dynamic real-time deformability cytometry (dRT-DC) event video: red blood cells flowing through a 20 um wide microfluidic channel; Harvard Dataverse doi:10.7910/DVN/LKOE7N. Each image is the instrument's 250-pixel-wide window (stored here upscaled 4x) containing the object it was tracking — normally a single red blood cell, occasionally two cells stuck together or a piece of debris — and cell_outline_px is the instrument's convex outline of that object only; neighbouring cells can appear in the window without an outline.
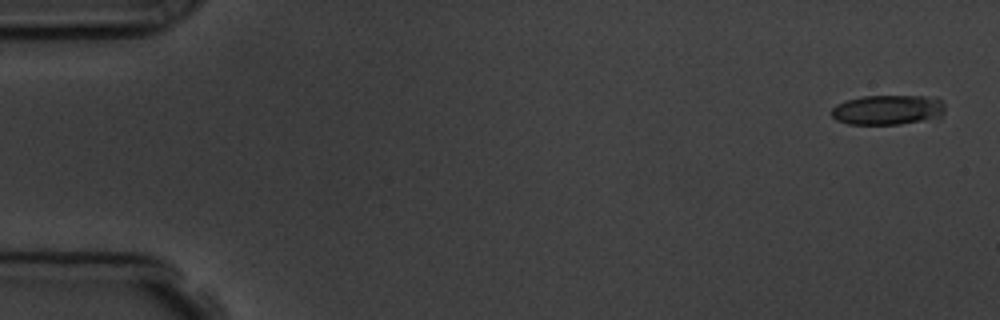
{"species": "common noctule bat (a hibernating species)", "species_latin": "Nyctalus noctula", "temperature_condition": "room temperature", "stored_images_in_passage": 10, "camera_frame_rate_fps": 3000, "um_per_image_px": 0.085, "animal": {"sex": "male", "body_mass_g": 19.5, "forearm_length_mm": 54.6}, "frame": {"image": 1, "passage_image": 1, "time_ms": 0.0, "image_size_px": [1000, 320], "cell_outline_px": [[944, 112], [940, 116], [900, 124], [848, 124], [836, 120], [832, 116], [832, 108], [836, 104], [844, 100], [864, 96], [924, 96], [940, 100], [944, 104]], "centroid_in_image_um": [75.39, 9.33], "position_along_channel_um": 9.6, "area_um2": 19.54}}
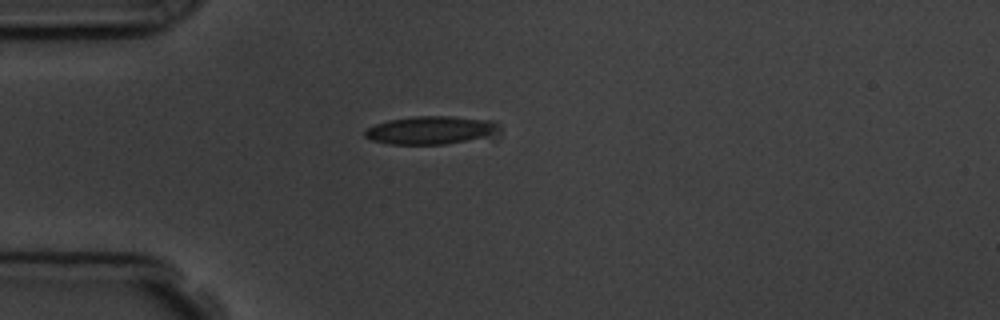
{"frame": {"image": 2, "passage_image": 5, "time_ms": 4.333, "image_size_px": [1000, 320], "cell_outline_px": [[500, 136], [444, 144], [388, 144], [372, 140], [364, 136], [364, 132], [368, 128], [376, 124], [388, 120], [416, 116], [452, 116], [492, 120], [500, 124]], "centroid_in_image_um": [36.75, 11.07], "position_along_channel_um": 48.3, "area_um2": 22.48}}